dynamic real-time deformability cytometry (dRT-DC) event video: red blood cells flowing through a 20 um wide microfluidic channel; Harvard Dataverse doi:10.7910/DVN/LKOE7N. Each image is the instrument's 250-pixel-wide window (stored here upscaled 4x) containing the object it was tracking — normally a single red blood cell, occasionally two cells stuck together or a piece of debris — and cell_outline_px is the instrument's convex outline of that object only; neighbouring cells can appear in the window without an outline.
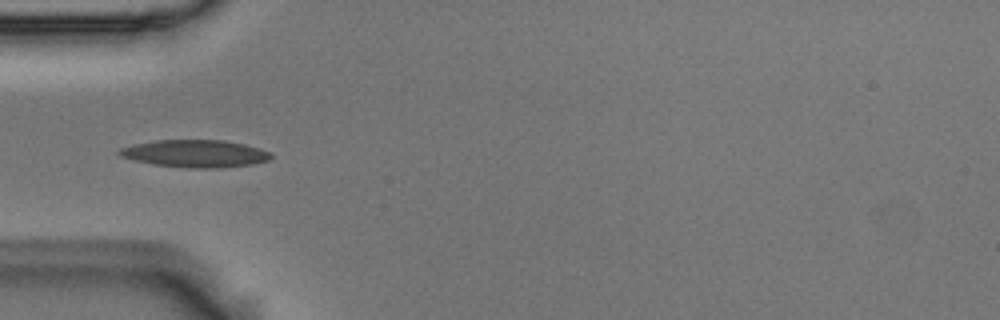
{"species": "Egyptian fruit bat (a non-hibernating species)", "species_latin": "Rousettus aegyptiacus", "temperature_condition": "room temperature", "stored_images_in_passage": 3, "camera_frame_rate_fps": 3000, "um_per_image_px": 0.085, "animal": {"sex": "male"}, "frame": {"image": 1, "passage_image": 1, "time_ms": 0.0, "image_size_px": [1000, 320], "cell_outline_px": [[272, 156], [268, 160], [252, 164], [220, 168], [192, 168], [156, 164], [132, 160], [120, 156], [116, 152], [120, 148], [136, 144], [156, 140], [224, 140], [244, 144], [260, 148], [272, 152]], "centroid_in_image_um": [16.61, 13.05], "position_along_channel_um": 68.4, "area_um2": 24.16}}
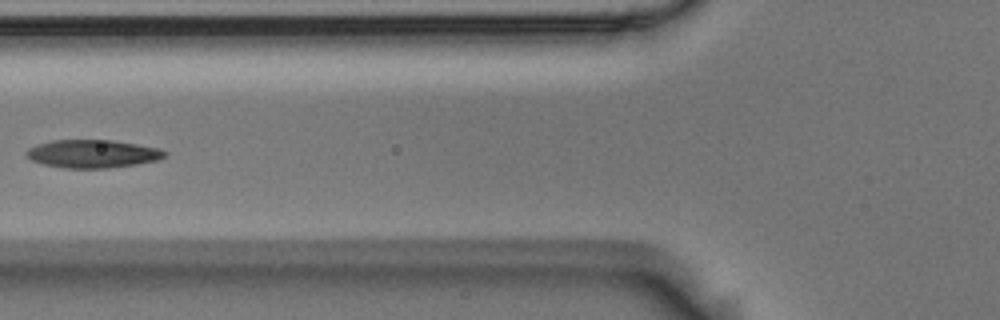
{"frame": {"image": 2, "passage_image": 2, "time_ms": 0.333, "image_size_px": [1000, 320], "cell_outline_px": [[168, 152], [160, 160], [136, 164], [108, 168], [64, 168], [44, 164], [32, 160], [24, 152], [28, 148], [36, 144], [52, 140], [112, 140], [160, 148]], "centroid_in_image_um": [7.88, 13.07], "position_along_channel_um": 117.9, "area_um2": 22.66}}
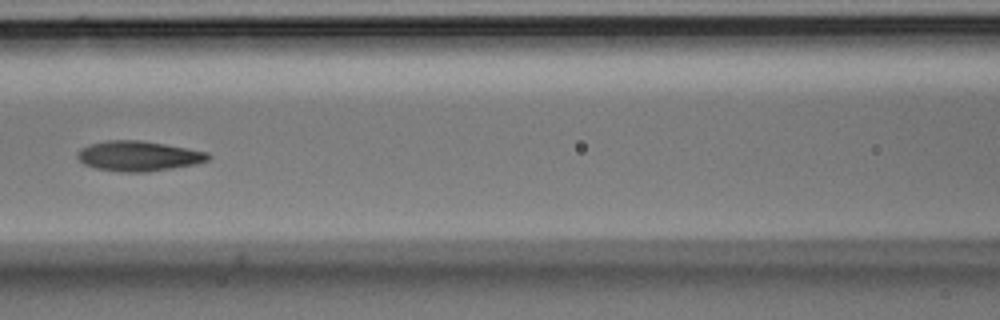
{"frame": {"image": 3, "passage_image": 3, "time_ms": 0.667, "image_size_px": [1000, 320], "cell_outline_px": [[212, 156], [208, 160], [196, 164], [148, 172], [120, 172], [96, 168], [84, 164], [76, 156], [76, 152], [80, 148], [88, 144], [108, 140], [140, 140], [188, 148], [208, 152]], "centroid_in_image_um": [11.76, 13.26], "position_along_channel_um": 154.8, "area_um2": 23.06}}